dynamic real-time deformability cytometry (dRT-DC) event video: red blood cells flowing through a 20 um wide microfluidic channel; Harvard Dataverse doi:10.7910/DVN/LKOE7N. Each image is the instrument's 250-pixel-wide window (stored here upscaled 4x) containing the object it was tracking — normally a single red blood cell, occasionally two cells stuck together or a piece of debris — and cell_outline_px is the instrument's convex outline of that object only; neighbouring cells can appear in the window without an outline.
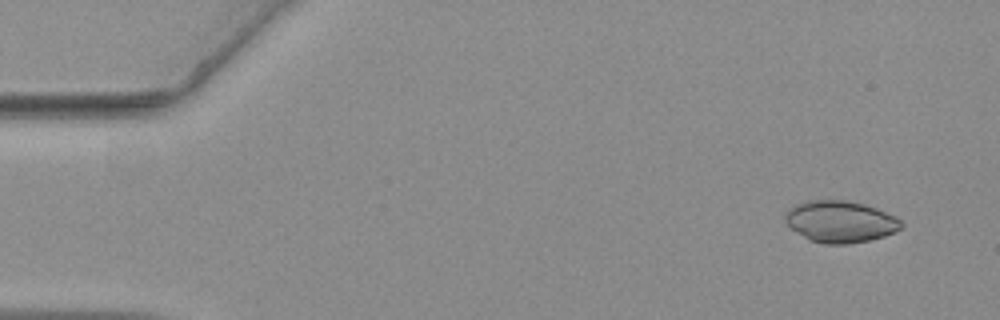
{"species": "common noctule bat (a hibernating species)", "species_latin": "Nyctalus noctula", "temperature_condition": "warm", "stored_images_in_passage": 56, "camera_frame_rate_fps": 3000, "um_per_image_px": 0.085, "animal": {"sex": "female", "body_mass_g": 19.3, "forearm_length_mm": 54.1}, "frame": {"image": 1, "passage_image": 4, "time_ms": 1.0, "image_size_px": [1000, 320], "cell_outline_px": [[904, 224], [896, 232], [884, 236], [868, 240], [848, 244], [824, 244], [808, 240], [792, 228], [784, 220], [784, 212], [788, 208], [796, 204], [808, 200], [844, 200], [864, 204], [876, 208], [896, 216]], "centroid_in_image_um": [71.41, 18.83], "position_along_channel_um": 13.6, "area_um2": 28.32}}
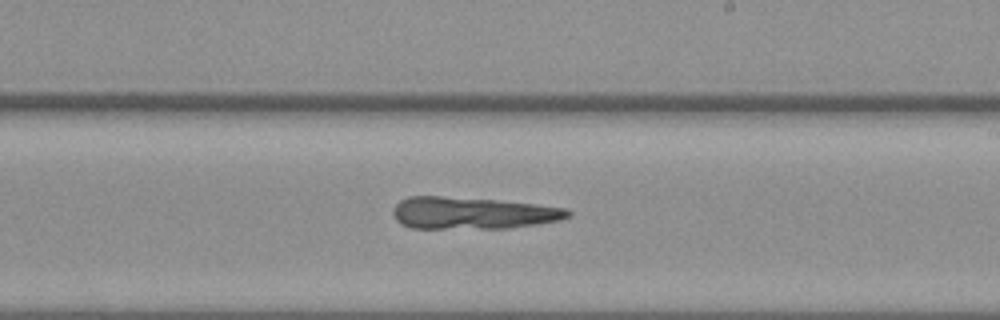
{"frame": {"image": 2, "passage_image": 33, "time_ms": 10.667, "image_size_px": [1000, 320], "cell_outline_px": [[572, 212], [568, 216], [560, 220], [536, 224], [508, 228], [412, 228], [400, 224], [396, 220], [392, 212], [392, 208], [400, 200], [408, 196], [440, 196], [496, 200], [568, 208]], "centroid_in_image_um": [40.11, 18.11], "position_along_channel_um": 248.9, "area_um2": 32.54}}
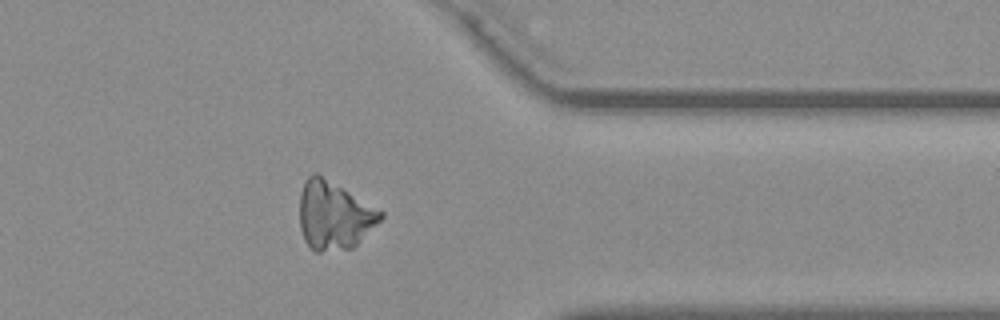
{"frame": {"image": 3, "passage_image": 45, "time_ms": 14.667, "image_size_px": [1000, 320], "cell_outline_px": [[384, 216], [352, 248], [320, 252], [316, 252], [304, 240], [300, 228], [300, 192], [304, 180], [312, 172], [316, 172], [384, 212]], "centroid_in_image_um": [28.36, 18.29], "position_along_channel_um": 383.0, "area_um2": 31.96}}